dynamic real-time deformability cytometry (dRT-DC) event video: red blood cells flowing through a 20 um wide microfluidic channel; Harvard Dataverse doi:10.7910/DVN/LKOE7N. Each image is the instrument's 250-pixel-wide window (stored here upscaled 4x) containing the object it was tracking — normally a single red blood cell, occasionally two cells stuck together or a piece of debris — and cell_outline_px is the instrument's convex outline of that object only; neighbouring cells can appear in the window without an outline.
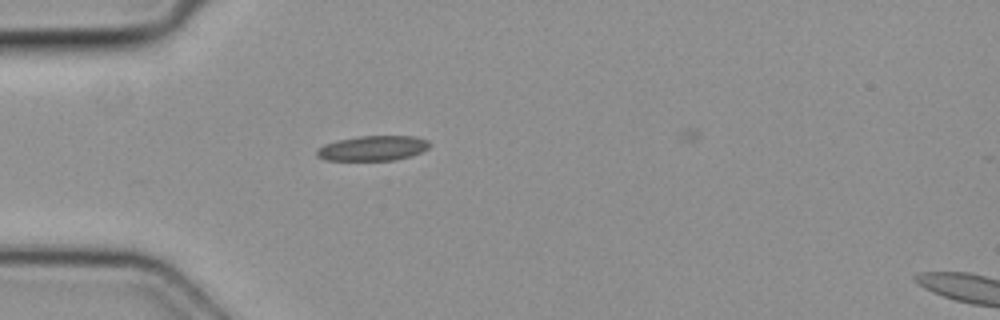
{"species": "common noctule bat (a hibernating species)", "species_latin": "Nyctalus noctula", "temperature_condition": "cold", "stored_images_in_passage": 4, "segment_of_instrument_passage": [1, 2], "camera_frame_rate_fps": 3000, "um_per_image_px": 0.085, "animal": {"sex": "female", "body_mass_g": 19.3, "forearm_length_mm": 54.1}, "frame": {"image": 1, "passage_image": 3, "time_ms": 0.667, "image_size_px": [1000, 320], "cell_outline_px": [[432, 144], [428, 148], [420, 152], [396, 160], [324, 160], [316, 156], [316, 148], [324, 144], [336, 140], [360, 136], [416, 136], [428, 140]], "centroid_in_image_um": [31.66, 12.59], "position_along_channel_um": 53.3, "area_um2": 16.53}}